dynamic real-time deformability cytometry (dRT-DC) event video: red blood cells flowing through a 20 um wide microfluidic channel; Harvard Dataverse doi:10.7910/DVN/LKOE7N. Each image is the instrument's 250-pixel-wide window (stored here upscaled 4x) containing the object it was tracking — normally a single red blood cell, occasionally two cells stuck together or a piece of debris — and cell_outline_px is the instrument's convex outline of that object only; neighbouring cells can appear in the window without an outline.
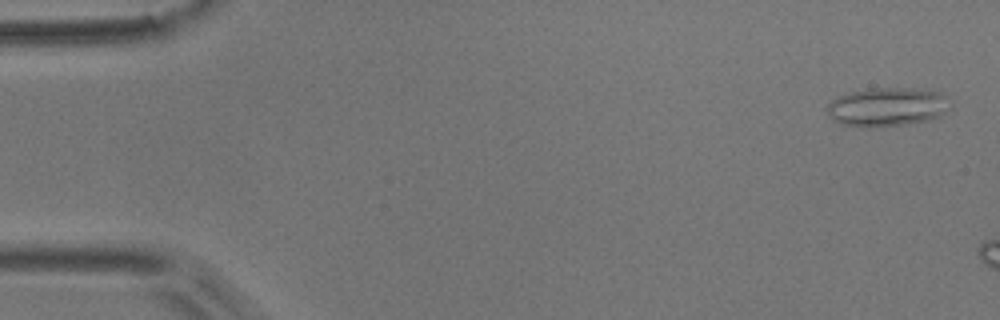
{"species": "common noctule bat (a hibernating species)", "species_latin": "Nyctalus noctula", "temperature_condition": "room temperature", "stored_images_in_passage": 8, "camera_frame_rate_fps": 3000, "um_per_image_px": 0.085, "animal": {"sex": "male", "body_mass_g": 17.9}, "frame": {"image": 1, "passage_image": 2, "time_ms": 0.333, "image_size_px": [1000, 320], "cell_outline_px": [[944, 112], [928, 120], [904, 124], [872, 128], [868, 128], [840, 124], [832, 120], [828, 116], [828, 104], [832, 100], [840, 96], [852, 92], [868, 88], [912, 88], [940, 92], [944, 96]], "centroid_in_image_um": [75.29, 9.1], "position_along_channel_um": 9.7, "area_um2": 27.28}}